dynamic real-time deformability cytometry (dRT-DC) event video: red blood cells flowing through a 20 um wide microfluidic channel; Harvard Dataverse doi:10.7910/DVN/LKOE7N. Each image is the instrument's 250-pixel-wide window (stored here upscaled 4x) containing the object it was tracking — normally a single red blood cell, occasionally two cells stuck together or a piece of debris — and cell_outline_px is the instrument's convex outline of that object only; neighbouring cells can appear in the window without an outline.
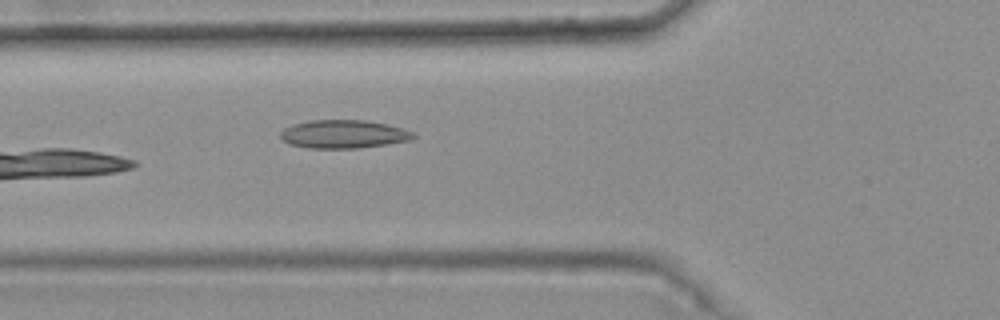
{"species": "common noctule bat (a hibernating species)", "species_latin": "Nyctalus noctula", "temperature_condition": "warm", "stored_images_in_passage": 6, "camera_frame_rate_fps": 3000, "um_per_image_px": 0.085, "animal": {"sex": "female", "body_mass_g": 25.1}, "frame": {"image": 1, "passage_image": 6, "time_ms": 1.667, "image_size_px": [1000, 320], "cell_outline_px": [[416, 136], [412, 140], [360, 148], [308, 148], [288, 144], [280, 140], [280, 132], [284, 128], [292, 124], [308, 120], [364, 120], [404, 128], [412, 132]], "centroid_in_image_um": [29.15, 11.4], "position_along_channel_um": 96.6, "area_um2": 22.08}}